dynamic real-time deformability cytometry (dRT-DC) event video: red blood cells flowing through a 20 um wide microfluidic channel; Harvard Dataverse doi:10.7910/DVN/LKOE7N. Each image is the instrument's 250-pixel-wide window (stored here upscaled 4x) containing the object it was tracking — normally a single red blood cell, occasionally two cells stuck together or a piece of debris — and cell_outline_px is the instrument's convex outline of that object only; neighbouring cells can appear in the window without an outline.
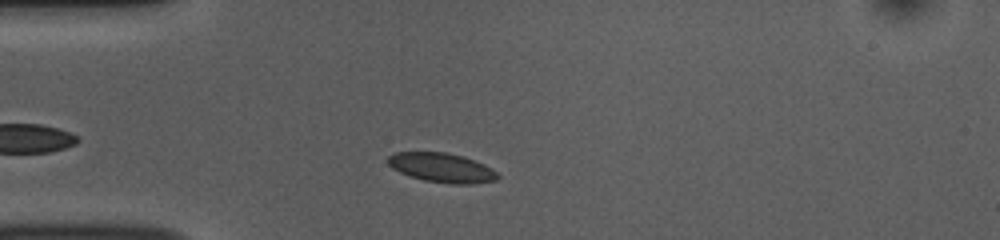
{"species": "common noctule bat (a hibernating species)", "species_latin": "Nyctalus noctula", "temperature_condition": "room temperature", "stored_images_in_passage": 41, "camera_frame_rate_fps": 3000, "um_per_image_px": 0.085, "animal": {"sex": "female", "body_mass_g": 10.0, "forearm_length_mm": 53.1}, "frame": {"image": 1, "passage_image": 5, "time_ms": 1.333, "image_size_px": [1000, 240], "cell_outline_px": [[500, 176], [496, 180], [476, 184], [452, 184], [424, 180], [408, 176], [392, 168], [388, 164], [388, 156], [396, 152], [444, 152], [464, 156], [484, 164], [492, 168]], "centroid_in_image_um": [37.57, 14.26], "position_along_channel_um": 47.4, "area_um2": 18.9}}
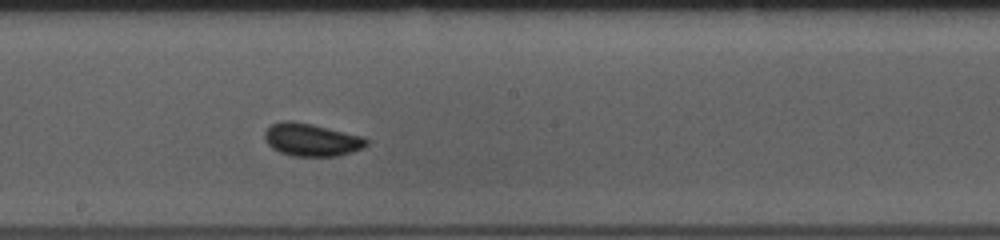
{"frame": {"image": 2, "passage_image": 20, "time_ms": 6.333, "image_size_px": [1000, 240], "cell_outline_px": [[368, 144], [364, 148], [352, 152], [336, 156], [292, 156], [280, 152], [272, 148], [264, 140], [264, 132], [272, 124], [280, 120], [292, 120], [312, 124], [364, 136], [368, 140]], "centroid_in_image_um": [26.48, 11.87], "position_along_channel_um": 221.7, "area_um2": 19.65}}
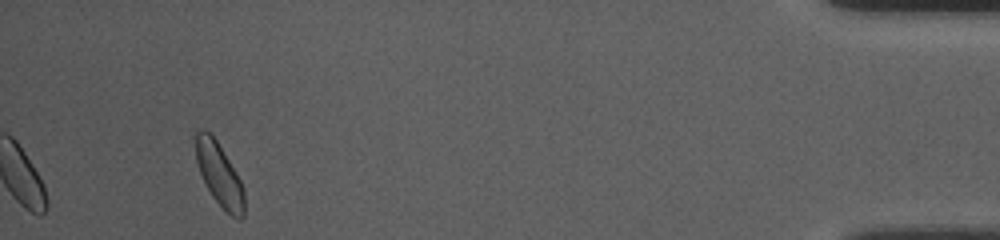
{"frame": {"image": 3, "passage_image": 41, "time_ms": 13.333, "image_size_px": [1000, 240], "cell_outline_px": [[244, 216], [240, 220], [232, 216], [212, 196], [204, 184], [196, 160], [196, 132], [200, 128], [204, 128], [216, 140], [236, 172], [240, 180], [244, 192]], "centroid_in_image_um": [18.64, 14.83], "position_along_channel_um": 416.6, "area_um2": 17.51}}